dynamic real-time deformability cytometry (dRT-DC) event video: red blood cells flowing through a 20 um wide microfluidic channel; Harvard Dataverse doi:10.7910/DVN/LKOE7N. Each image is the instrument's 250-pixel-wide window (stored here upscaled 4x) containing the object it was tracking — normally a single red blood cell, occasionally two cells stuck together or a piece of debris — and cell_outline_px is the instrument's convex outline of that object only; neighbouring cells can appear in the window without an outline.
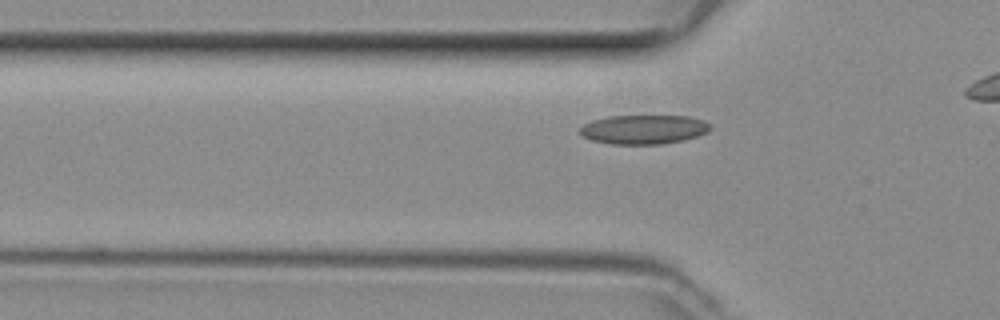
{"species": "common noctule bat (a hibernating species)", "species_latin": "Nyctalus noctula", "temperature_condition": "room temperature", "stored_images_in_passage": 32, "camera_frame_rate_fps": 3000, "um_per_image_px": 0.085, "animal": {"sex": "female", "body_mass_g": 29.2, "forearm_length_mm": 56.3}, "frame": {"image": 1, "passage_image": 8, "time_ms": 2.333, "image_size_px": [1000, 320], "cell_outline_px": [[712, 128], [708, 132], [696, 136], [680, 140], [660, 144], [612, 144], [592, 140], [584, 136], [580, 132], [580, 128], [584, 124], [592, 120], [608, 116], [688, 116], [704, 120], [712, 124]], "centroid_in_image_um": [54.74, 10.99], "position_along_channel_um": 71.1, "area_um2": 22.08}}
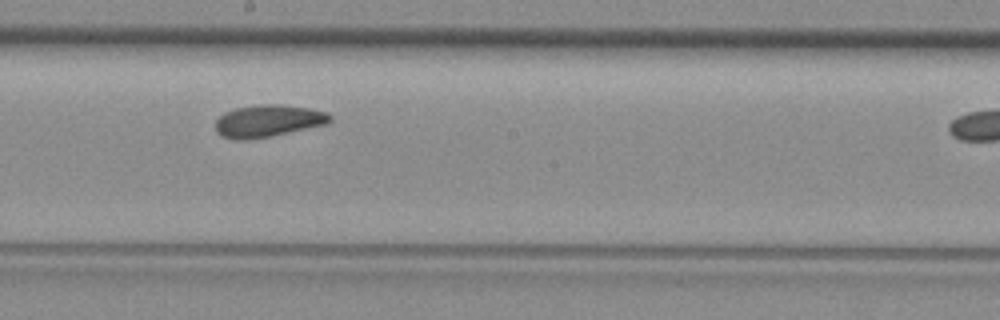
{"frame": {"image": 2, "passage_image": 19, "time_ms": 6.0, "image_size_px": [1000, 320], "cell_outline_px": [[332, 120], [328, 124], [272, 136], [248, 140], [236, 140], [220, 136], [216, 132], [216, 120], [224, 112], [236, 108], [260, 104], [284, 104], [308, 108], [328, 112], [332, 116]], "centroid_in_image_um": [22.8, 10.28], "position_along_channel_um": 225.4, "area_um2": 21.79}}
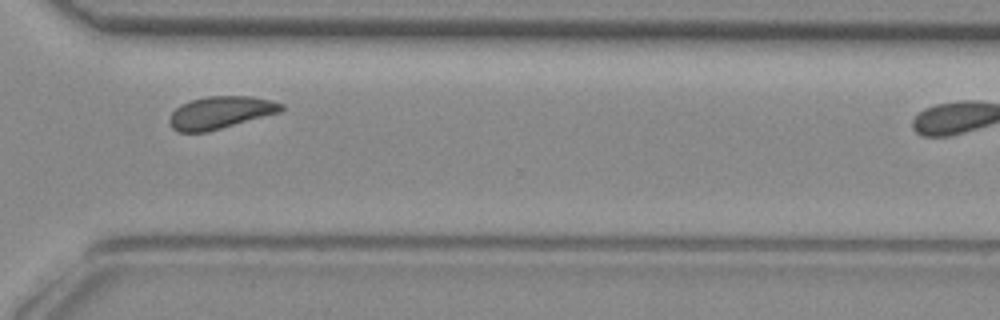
{"frame": {"image": 3, "passage_image": 28, "time_ms": 9.0, "image_size_px": [1000, 320], "cell_outline_px": [[284, 108], [280, 112], [208, 132], [180, 132], [172, 128], [168, 120], [172, 112], [180, 104], [192, 100], [208, 96], [252, 96], [272, 100], [284, 104]], "centroid_in_image_um": [18.74, 9.56], "position_along_channel_um": 351.9, "area_um2": 21.15}}